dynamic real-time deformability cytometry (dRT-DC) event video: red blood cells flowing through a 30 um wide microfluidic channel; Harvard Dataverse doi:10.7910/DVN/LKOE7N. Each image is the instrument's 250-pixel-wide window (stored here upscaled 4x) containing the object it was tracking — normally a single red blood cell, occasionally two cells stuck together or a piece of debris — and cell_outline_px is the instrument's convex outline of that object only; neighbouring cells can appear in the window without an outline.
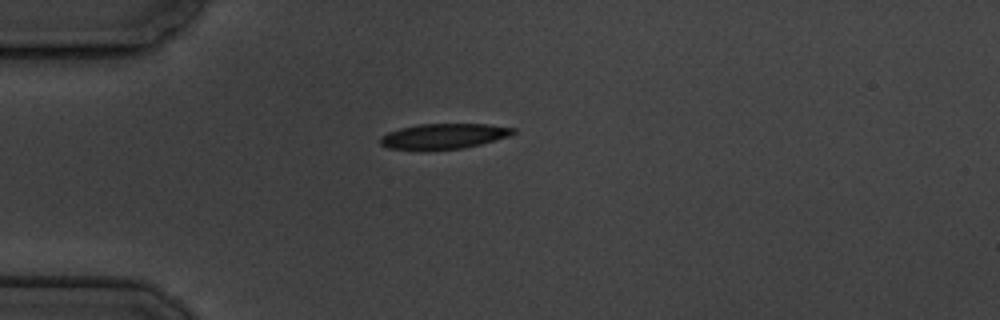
{"species": "common noctule bat (a hibernating species)", "species_latin": "Nyctalus noctula", "temperature_condition": "cold", "stored_images_in_passage": 8, "camera_frame_rate_fps": 3000, "um_per_image_px": 0.085, "animal": {"sex": "male", "body_mass_g": 19.5, "forearm_length_mm": 54.6}, "frame": {"image": 1, "passage_image": 1, "time_ms": 0.0, "image_size_px": [1000, 320], "cell_outline_px": [[516, 132], [512, 136], [464, 148], [388, 148], [380, 144], [380, 136], [388, 132], [400, 128], [420, 124], [488, 124], [516, 128]], "centroid_in_image_um": [37.79, 11.54], "position_along_channel_um": 47.2, "area_um2": 19.19}}
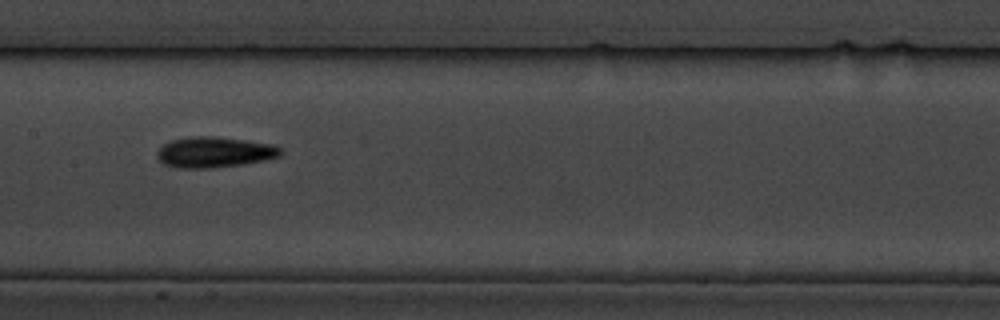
{"frame": {"image": 2, "passage_image": 5, "time_ms": 4.667, "image_size_px": [1000, 320], "cell_outline_px": [[284, 152], [280, 156], [264, 160], [244, 164], [212, 168], [180, 168], [164, 164], [156, 156], [156, 152], [164, 144], [172, 140], [192, 136], [212, 136], [276, 144]], "centroid_in_image_um": [18.25, 12.94], "position_along_channel_um": 189.1, "area_um2": 22.14}}
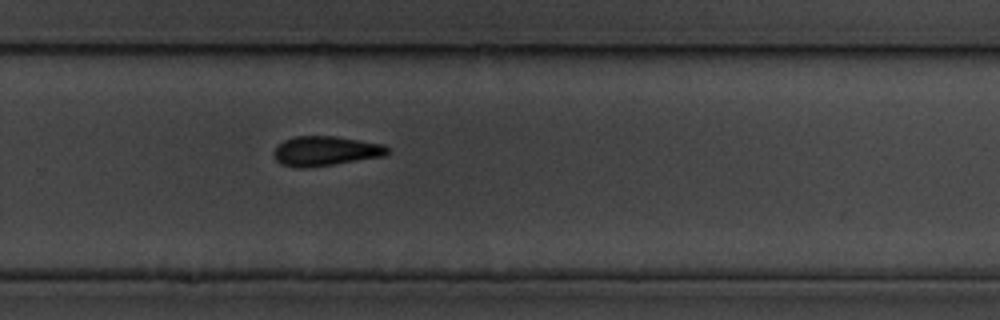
{"frame": {"image": 3, "passage_image": 8, "time_ms": 8.0, "image_size_px": [1000, 320], "cell_outline_px": [[388, 152], [384, 156], [332, 164], [304, 168], [296, 168], [280, 164], [276, 160], [272, 152], [284, 140], [296, 136], [336, 136], [384, 144], [388, 148]], "centroid_in_image_um": [27.64, 12.83], "position_along_channel_um": 302.2, "area_um2": 19.54}}